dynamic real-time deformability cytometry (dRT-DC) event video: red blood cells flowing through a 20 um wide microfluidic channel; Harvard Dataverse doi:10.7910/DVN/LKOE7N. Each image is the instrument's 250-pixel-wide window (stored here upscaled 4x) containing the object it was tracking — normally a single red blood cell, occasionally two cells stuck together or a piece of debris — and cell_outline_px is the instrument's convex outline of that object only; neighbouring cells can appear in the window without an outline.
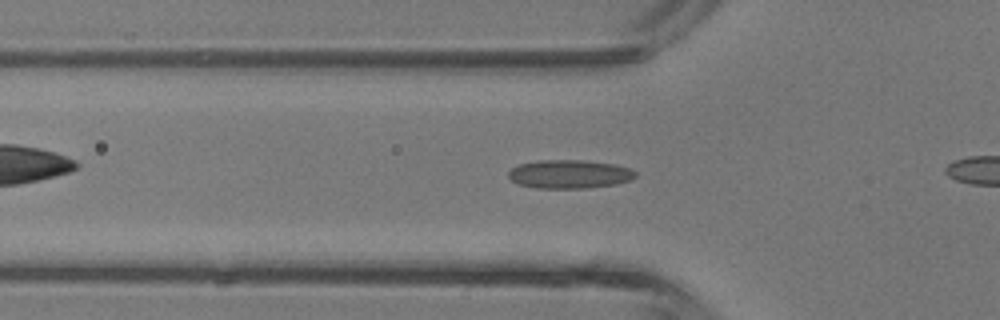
{"species": "common noctule bat (a hibernating species)", "species_latin": "Nyctalus noctula", "temperature_condition": "room temperature", "stored_images_in_passage": 23, "camera_frame_rate_fps": 3000, "um_per_image_px": 0.085, "animal": {"sex": "male", "body_mass_g": 13.3}, "frame": {"image": 1, "passage_image": 3, "time_ms": 0.667, "image_size_px": [1000, 320], "cell_outline_px": [[636, 176], [632, 180], [616, 184], [584, 188], [536, 188], [520, 184], [512, 180], [508, 176], [508, 172], [512, 168], [520, 164], [536, 160], [584, 160], [616, 164], [632, 168], [636, 172]], "centroid_in_image_um": [48.45, 14.79], "position_along_channel_um": 77.4, "area_um2": 21.27}}
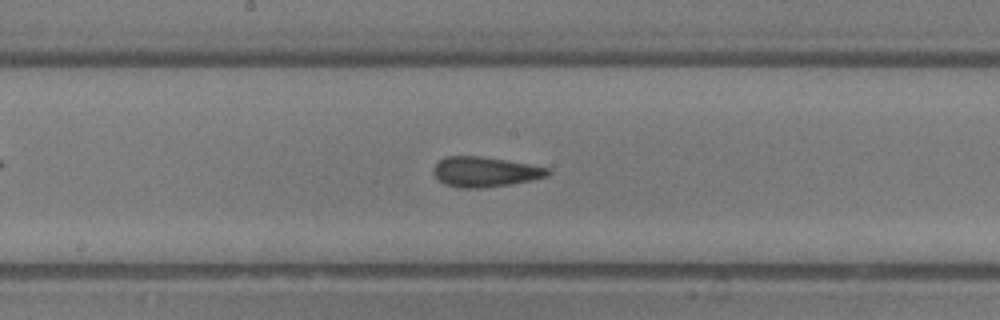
{"frame": {"image": 2, "passage_image": 11, "time_ms": 3.333, "image_size_px": [1000, 320], "cell_outline_px": [[552, 172], [548, 176], [532, 180], [508, 184], [480, 188], [460, 188], [444, 184], [432, 172], [432, 168], [444, 156], [480, 156], [528, 164], [548, 168]], "centroid_in_image_um": [41.2, 14.6], "position_along_channel_um": 207.0, "area_um2": 19.88}}
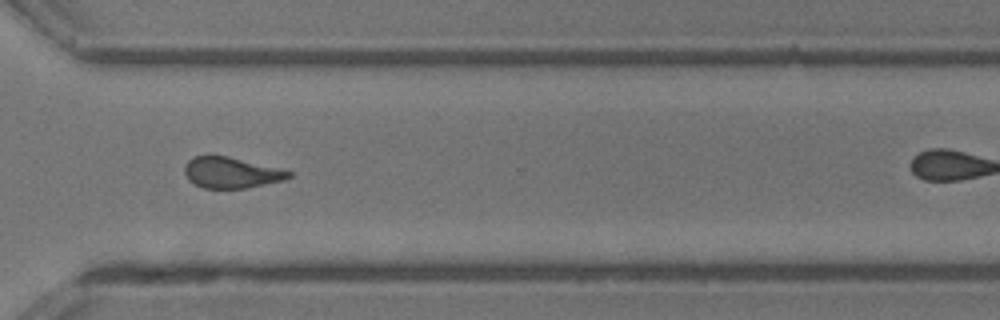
{"frame": {"image": 3, "passage_image": 20, "time_ms": 6.333, "image_size_px": [1000, 320], "cell_outline_px": [[292, 176], [284, 180], [248, 188], [204, 188], [188, 180], [184, 172], [184, 164], [188, 160], [196, 156], [228, 156], [292, 172]], "centroid_in_image_um": [19.63, 14.68], "position_along_channel_um": 351.0, "area_um2": 18.55}}